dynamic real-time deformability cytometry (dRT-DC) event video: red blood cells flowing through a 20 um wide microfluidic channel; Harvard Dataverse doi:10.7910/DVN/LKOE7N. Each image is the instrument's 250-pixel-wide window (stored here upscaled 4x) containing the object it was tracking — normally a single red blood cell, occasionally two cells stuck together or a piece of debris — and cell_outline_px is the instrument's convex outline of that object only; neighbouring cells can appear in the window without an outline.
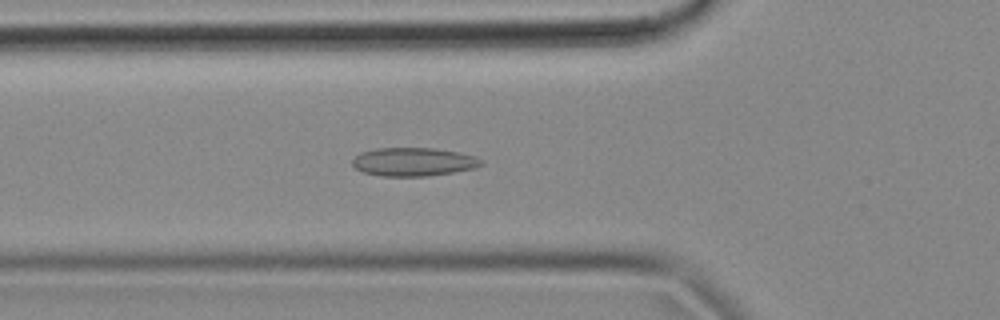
{"species": "common noctule bat (a hibernating species)", "species_latin": "Nyctalus noctula", "temperature_condition": "cold", "stored_images_in_passage": 44, "camera_frame_rate_fps": 3000, "um_per_image_px": 0.085, "animal": {"sex": "female", "body_mass_g": 18.4}, "frame": {"image": 1, "passage_image": 9, "time_ms": 2.667, "image_size_px": [1000, 320], "cell_outline_px": [[484, 164], [472, 168], [452, 172], [428, 176], [380, 176], [364, 172], [356, 168], [352, 164], [352, 160], [360, 152], [376, 148], [432, 148], [460, 152], [472, 156], [480, 160]], "centroid_in_image_um": [35.1, 13.75], "position_along_channel_um": 90.7, "area_um2": 21.15}}
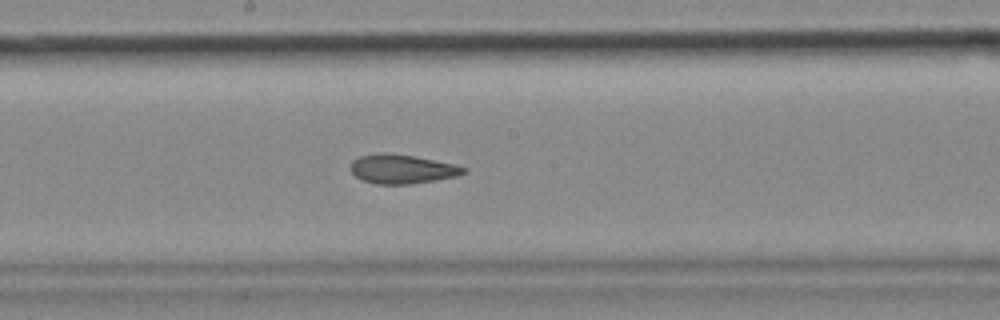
{"frame": {"image": 2, "passage_image": 19, "time_ms": 6.0, "image_size_px": [1000, 320], "cell_outline_px": [[468, 168], [464, 172], [456, 176], [436, 180], [408, 184], [376, 184], [364, 180], [356, 176], [352, 172], [352, 160], [360, 156], [380, 152], [384, 152], [412, 156], [456, 164]], "centroid_in_image_um": [34.18, 14.36], "position_along_channel_um": 214.0, "area_um2": 18.96}}
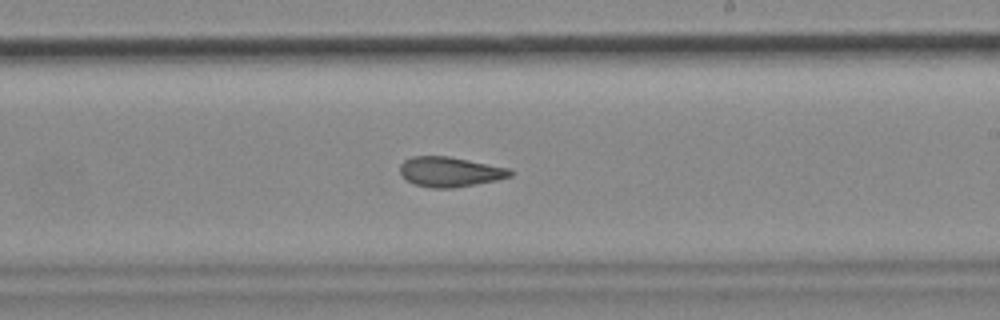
{"frame": {"image": 3, "passage_image": 22, "time_ms": 7.0, "image_size_px": [1000, 320], "cell_outline_px": [[512, 176], [496, 180], [452, 188], [432, 188], [412, 184], [404, 180], [400, 176], [400, 164], [404, 160], [412, 156], [448, 156], [508, 168], [512, 172]], "centroid_in_image_um": [38.16, 14.61], "position_along_channel_um": 250.8, "area_um2": 19.25}, "authors_computed_cell_mechanics": {"area_um2": 19.7965, "velocity_mm_per_s": 3.6955, "shape_relaxation_time_tau1_ms": null, "shape_relaxation_time_tau2_ms": 3.1593, "deformation_change_tau1": null, "deformation_change_tau2": 0.0877}}